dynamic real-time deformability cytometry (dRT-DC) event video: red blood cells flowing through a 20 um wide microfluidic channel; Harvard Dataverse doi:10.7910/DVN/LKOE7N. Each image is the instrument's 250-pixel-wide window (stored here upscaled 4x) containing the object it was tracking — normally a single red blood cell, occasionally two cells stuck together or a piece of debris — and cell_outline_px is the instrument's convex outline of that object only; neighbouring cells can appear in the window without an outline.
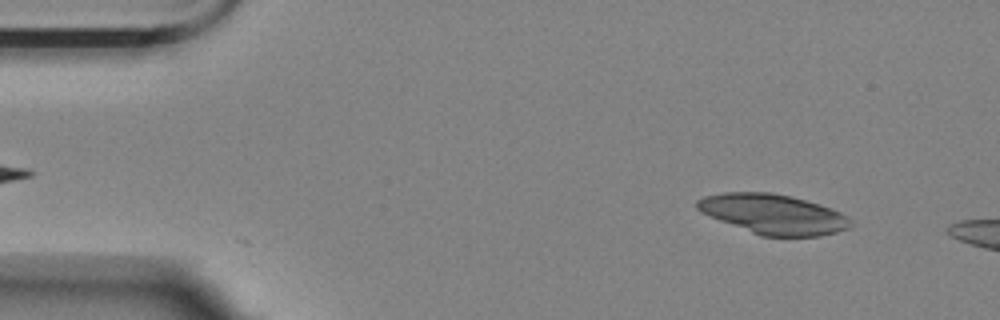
{"species": "Egyptian fruit bat (a non-hibernating species)", "species_latin": "Rousettus aegyptiacus", "temperature_condition": "room temperature", "stored_images_in_passage": 10, "camera_frame_rate_fps": 3000, "um_per_image_px": 0.085, "animal": {"sex": "female"}, "frame": {"image": 1, "passage_image": 5, "time_ms": 1.333, "image_size_px": [1000, 320], "cell_outline_px": [[852, 224], [848, 228], [836, 232], [820, 236], [760, 236], [708, 216], [700, 212], [696, 208], [696, 200], [704, 196], [724, 192], [768, 192], [788, 196], [804, 200], [840, 212], [852, 220]], "centroid_in_image_um": [65.67, 18.21], "position_along_channel_um": 19.3, "area_um2": 35.43}}